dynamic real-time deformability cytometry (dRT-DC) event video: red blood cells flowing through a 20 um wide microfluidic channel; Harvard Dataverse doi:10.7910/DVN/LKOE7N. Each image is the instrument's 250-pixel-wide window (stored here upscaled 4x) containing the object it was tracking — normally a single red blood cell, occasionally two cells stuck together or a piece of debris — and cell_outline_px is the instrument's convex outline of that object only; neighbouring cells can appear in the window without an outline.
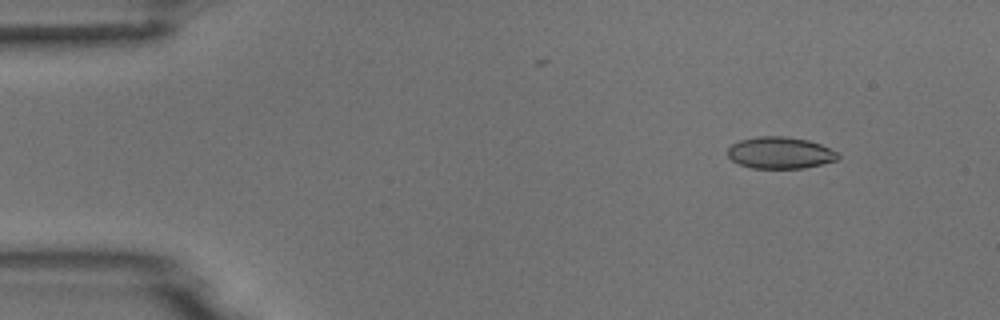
{"species": "common noctule bat (a hibernating species)", "species_latin": "Nyctalus noctula", "temperature_condition": "room temperature", "stored_images_in_passage": 6, "camera_frame_rate_fps": 3000, "um_per_image_px": 0.085, "animal": {"sex": "male", "body_mass_g": 18.8}, "frame": {"image": 1, "passage_image": 2, "time_ms": 0.333, "image_size_px": [1000, 320], "cell_outline_px": [[840, 156], [836, 160], [804, 168], [752, 168], [740, 164], [732, 160], [728, 156], [728, 148], [732, 144], [740, 140], [756, 136], [784, 136], [808, 140], [820, 144], [836, 152]], "centroid_in_image_um": [66.28, 12.98], "position_along_channel_um": 18.7, "area_um2": 20.23}}